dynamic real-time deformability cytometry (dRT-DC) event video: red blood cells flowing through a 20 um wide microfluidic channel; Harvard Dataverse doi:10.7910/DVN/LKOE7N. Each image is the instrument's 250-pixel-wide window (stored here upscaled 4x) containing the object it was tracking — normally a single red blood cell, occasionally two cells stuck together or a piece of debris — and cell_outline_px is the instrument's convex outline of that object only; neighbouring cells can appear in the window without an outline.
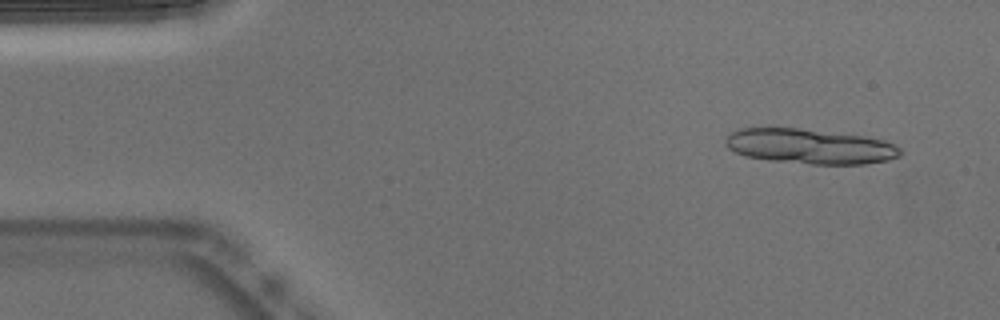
{"species": "Egyptian fruit bat (a non-hibernating species)", "species_latin": "Rousettus aegyptiacus", "temperature_condition": "warm", "stored_images_in_passage": 13, "camera_frame_rate_fps": 3000, "um_per_image_px": 0.085, "animal": {"sex": "male"}, "frame": {"image": 1, "passage_image": 4, "time_ms": 1.0, "image_size_px": [1000, 320], "cell_outline_px": [[900, 156], [888, 160], [864, 164], [812, 164], [768, 160], [744, 156], [728, 148], [724, 144], [724, 140], [732, 132], [740, 128], [796, 128], [864, 136], [884, 140], [900, 148]], "centroid_in_image_um": [68.81, 12.45], "position_along_channel_um": 16.2, "area_um2": 35.49}}